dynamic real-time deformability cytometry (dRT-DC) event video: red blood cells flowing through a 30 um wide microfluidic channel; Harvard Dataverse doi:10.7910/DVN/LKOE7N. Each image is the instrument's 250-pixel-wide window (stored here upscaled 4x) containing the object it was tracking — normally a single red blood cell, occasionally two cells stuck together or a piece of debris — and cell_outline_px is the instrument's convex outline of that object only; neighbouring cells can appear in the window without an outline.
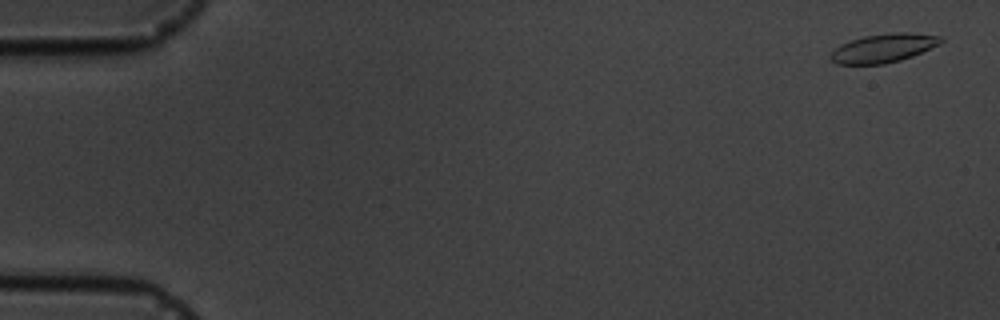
{"species": "common noctule bat (a hibernating species)", "species_latin": "Nyctalus noctula", "temperature_condition": "cold", "stored_images_in_passage": 5, "camera_frame_rate_fps": 3000, "um_per_image_px": 0.085, "animal": {"sex": "male", "body_mass_g": 19.5, "forearm_length_mm": 54.6}, "frame": {"image": 1, "passage_image": 1, "time_ms": 0.0, "image_size_px": [1000, 320], "cell_outline_px": [[944, 40], [940, 44], [912, 56], [900, 60], [884, 64], [836, 64], [832, 60], [832, 52], [840, 44], [864, 36], [896, 32], [908, 32], [944, 36]], "centroid_in_image_um": [75.15, 4.08], "position_along_channel_um": 9.9, "area_um2": 18.32}}
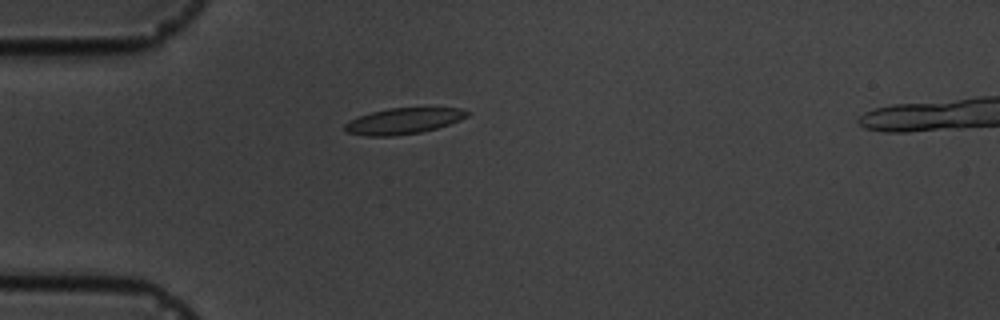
{"frame": {"image": 2, "passage_image": 5, "time_ms": 4.667, "image_size_px": [1000, 320], "cell_outline_px": [[468, 116], [460, 120], [436, 128], [420, 132], [392, 136], [364, 136], [344, 132], [344, 124], [360, 116], [372, 112], [388, 108], [460, 108], [468, 112]], "centroid_in_image_um": [34.25, 10.29], "position_along_channel_um": 50.7, "area_um2": 18.32}}